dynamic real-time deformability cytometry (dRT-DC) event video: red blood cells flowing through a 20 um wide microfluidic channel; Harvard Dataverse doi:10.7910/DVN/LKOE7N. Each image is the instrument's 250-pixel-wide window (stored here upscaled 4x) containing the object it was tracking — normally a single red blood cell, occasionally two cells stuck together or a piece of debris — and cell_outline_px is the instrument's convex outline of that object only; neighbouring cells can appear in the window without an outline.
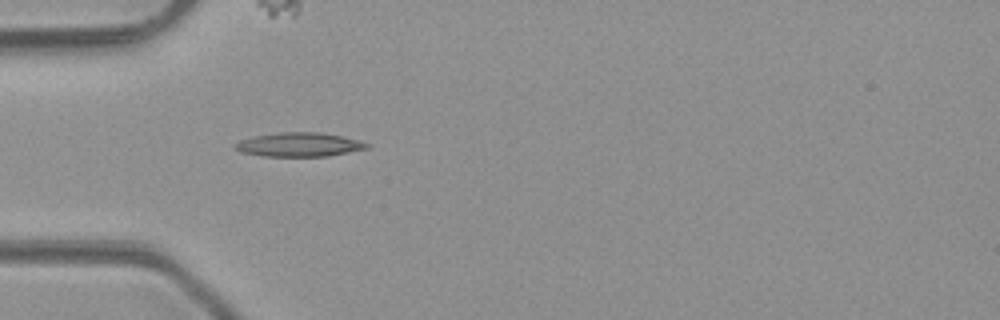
{"species": "common noctule bat (a hibernating species)", "species_latin": "Nyctalus noctula", "temperature_condition": "room temperature", "stored_images_in_passage": 7, "camera_frame_rate_fps": 3000, "um_per_image_px": 0.085, "animal": {"sex": "male", "body_mass_g": 23.1, "forearm_length_mm": 52.7}, "frame": {"image": 1, "passage_image": 5, "time_ms": 4.667, "image_size_px": [1000, 320], "cell_outline_px": [[372, 148], [328, 156], [264, 156], [240, 152], [232, 144], [240, 140], [252, 136], [276, 132], [324, 132], [344, 136], [360, 140], [372, 144]], "centroid_in_image_um": [25.49, 12.28], "position_along_channel_um": 59.5, "area_um2": 18.9}}